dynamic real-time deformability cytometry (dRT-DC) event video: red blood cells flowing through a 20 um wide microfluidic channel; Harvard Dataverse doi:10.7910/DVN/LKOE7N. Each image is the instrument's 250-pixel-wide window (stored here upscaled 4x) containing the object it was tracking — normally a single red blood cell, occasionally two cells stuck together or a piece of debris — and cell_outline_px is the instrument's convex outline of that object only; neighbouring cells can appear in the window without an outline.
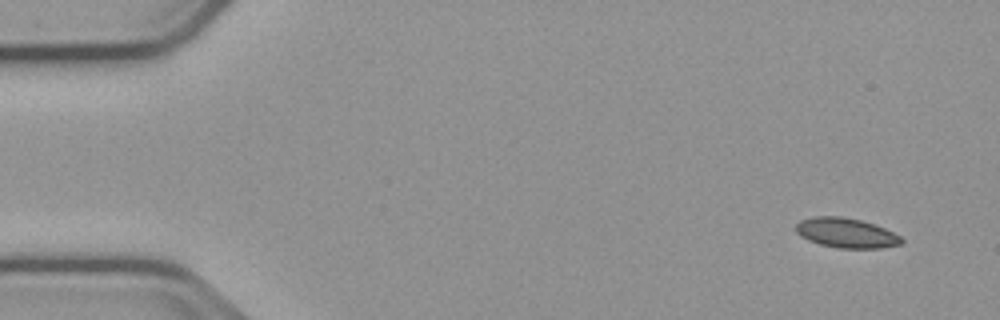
{"species": "common noctule bat (a hibernating species)", "species_latin": "Nyctalus noctula", "temperature_condition": "cold", "stored_images_in_passage": 9, "camera_frame_rate_fps": 3000, "um_per_image_px": 0.085, "animal": {"sex": "male", "body_mass_g": 23.1, "forearm_length_mm": 52.7}, "frame": {"image": 1, "passage_image": 1, "time_ms": 0.0, "image_size_px": [1000, 320], "cell_outline_px": [[904, 240], [900, 244], [880, 248], [840, 248], [820, 244], [808, 240], [800, 236], [796, 232], [796, 224], [800, 220], [816, 216], [840, 216], [860, 220], [876, 224], [900, 236]], "centroid_in_image_um": [71.91, 19.79], "position_along_channel_um": 13.1, "area_um2": 18.26}}